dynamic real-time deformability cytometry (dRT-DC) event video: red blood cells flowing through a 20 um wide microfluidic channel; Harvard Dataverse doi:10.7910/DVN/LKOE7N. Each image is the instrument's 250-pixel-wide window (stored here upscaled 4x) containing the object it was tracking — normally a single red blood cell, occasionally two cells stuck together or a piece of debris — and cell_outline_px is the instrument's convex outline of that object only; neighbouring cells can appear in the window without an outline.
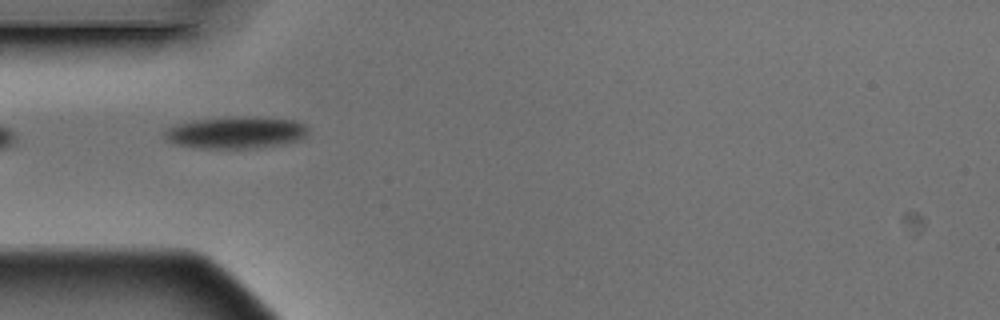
{"species": "Egyptian fruit bat (a non-hibernating species)", "species_latin": "Rousettus aegyptiacus", "temperature_condition": "warm", "stored_images_in_passage": 4, "camera_frame_rate_fps": 3000, "um_per_image_px": 0.085, "animal": {"sex": "male"}, "frame": {"image": 1, "passage_image": 3, "time_ms": 0.667, "image_size_px": [1000, 320], "cell_outline_px": [[308, 132], [304, 136], [296, 140], [256, 148], [200, 148], [176, 144], [168, 140], [164, 136], [164, 132], [168, 128], [180, 124], [196, 120], [232, 116], [252, 116], [296, 120], [304, 124], [308, 128]], "centroid_in_image_um": [20.06, 11.25], "position_along_channel_um": 64.9, "area_um2": 26.41}}
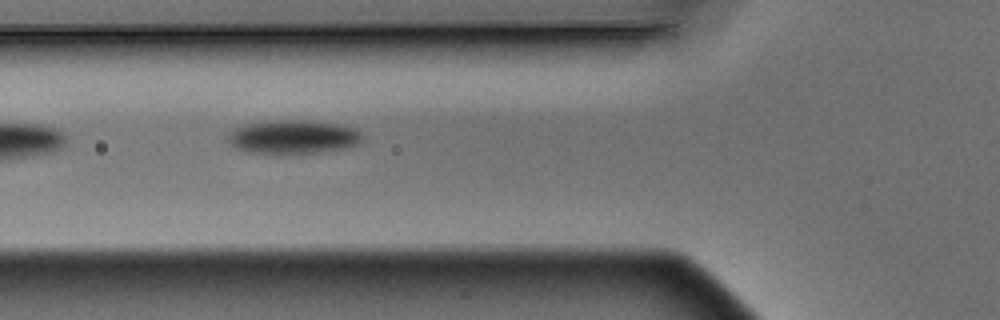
{"frame": {"image": 2, "passage_image": 4, "time_ms": 1.0, "image_size_px": [1000, 320], "cell_outline_px": [[360, 144], [344, 148], [320, 152], [280, 156], [276, 156], [244, 152], [236, 148], [228, 140], [228, 136], [236, 128], [244, 124], [264, 120], [308, 120], [336, 124], [352, 128], [360, 132]], "centroid_in_image_um": [24.85, 11.67], "position_along_channel_um": 101.0, "area_um2": 27.05}}